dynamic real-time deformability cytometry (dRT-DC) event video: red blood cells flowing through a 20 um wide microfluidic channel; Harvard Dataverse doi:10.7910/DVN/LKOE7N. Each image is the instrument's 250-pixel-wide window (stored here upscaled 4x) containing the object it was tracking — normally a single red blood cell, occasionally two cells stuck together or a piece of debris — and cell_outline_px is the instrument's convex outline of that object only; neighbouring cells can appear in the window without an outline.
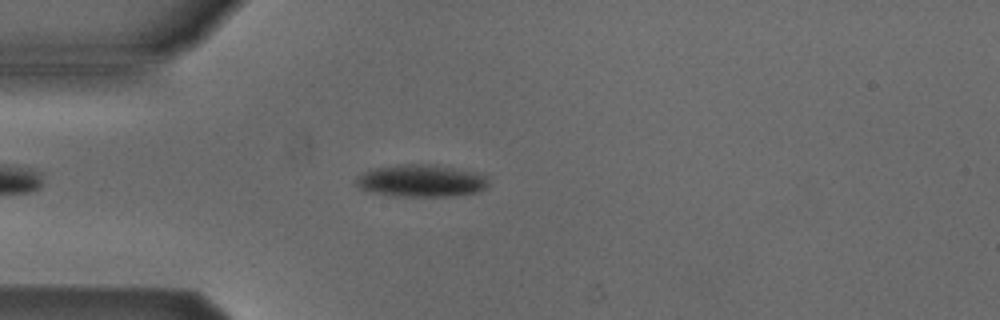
{"species": "Egyptian fruit bat (a non-hibernating species)", "species_latin": "Rousettus aegyptiacus", "temperature_condition": "cold", "stored_images_in_passage": 46, "camera_frame_rate_fps": 3000, "um_per_image_px": 0.085, "animal": {"sex": "male"}, "frame": {"image": 1, "passage_image": 7, "time_ms": 2.0, "image_size_px": [1000, 320], "cell_outline_px": [[488, 188], [476, 192], [448, 196], [396, 196], [372, 192], [360, 188], [356, 184], [356, 176], [372, 168], [396, 164], [436, 164], [484, 172], [488, 176]], "centroid_in_image_um": [35.87, 15.33], "position_along_channel_um": 49.1, "area_um2": 25.49}}
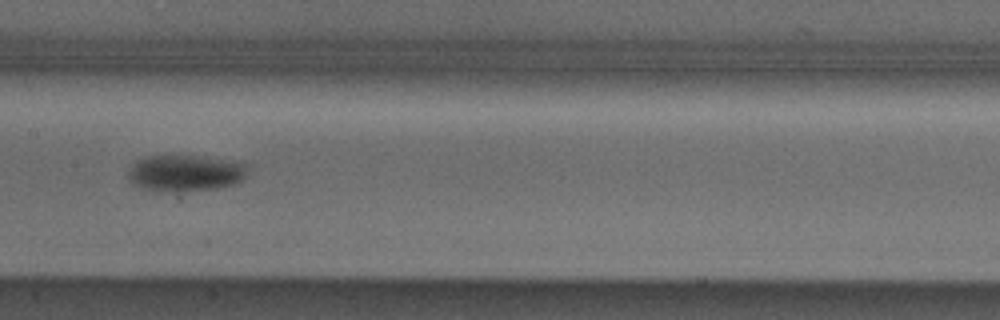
{"frame": {"image": 2, "passage_image": 19, "time_ms": 6.0, "image_size_px": [1000, 320], "cell_outline_px": [[248, 168], [244, 180], [236, 184], [220, 188], [168, 192], [144, 188], [136, 184], [128, 176], [128, 172], [132, 164], [136, 160], [144, 156], [196, 156], [248, 164]], "centroid_in_image_um": [15.78, 14.71], "position_along_channel_um": 191.6, "area_um2": 25.14}}
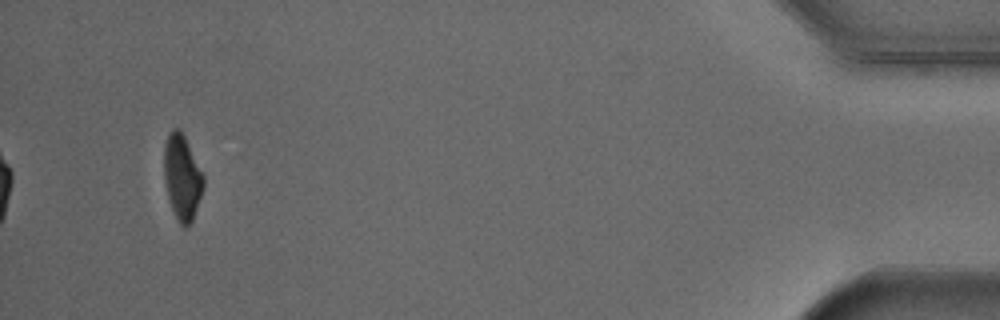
{"frame": {"image": 3, "passage_image": 43, "time_ms": 14.0, "image_size_px": [1000, 320], "cell_outline_px": [[204, 188], [192, 220], [188, 228], [184, 228], [176, 220], [168, 200], [164, 180], [164, 144], [168, 132], [172, 128], [180, 128], [204, 176]], "centroid_in_image_um": [15.46, 15.09], "position_along_channel_um": 419.7, "area_um2": 19.83}, "authors_computed_cell_mechanics": {"area_um2": 23.4957, "velocity_mm_per_s": 3.8584, "shape_relaxation_time_tau1_ms": 6.9389, "shape_relaxation_time_tau2_ms": null, "deformation_change_tau1": 0.1342, "deformation_change_tau2": null}}